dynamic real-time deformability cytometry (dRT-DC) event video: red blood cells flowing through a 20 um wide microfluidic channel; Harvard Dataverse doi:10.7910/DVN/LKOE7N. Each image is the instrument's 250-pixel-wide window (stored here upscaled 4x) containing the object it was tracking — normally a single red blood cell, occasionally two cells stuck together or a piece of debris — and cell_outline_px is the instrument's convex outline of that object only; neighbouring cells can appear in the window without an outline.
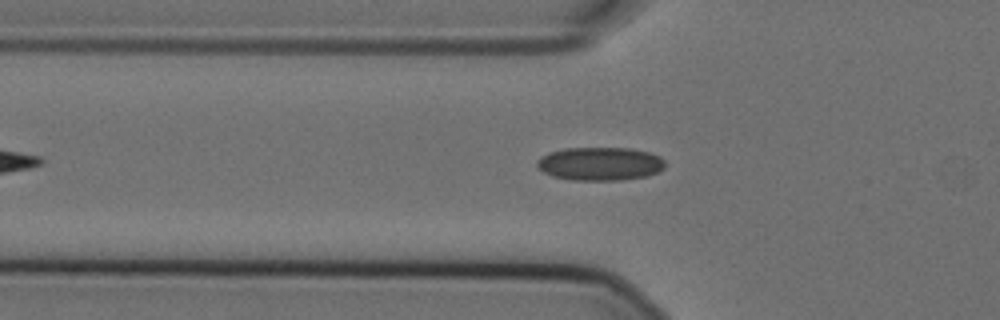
{"species": "Egyptian fruit bat (a non-hibernating species)", "species_latin": "Rousettus aegyptiacus", "temperature_condition": "cold", "stored_images_in_passage": 23, "camera_frame_rate_fps": 3000, "um_per_image_px": 0.085, "animal": {"sex": "female"}, "frame": {"image": 1, "passage_image": 7, "time_ms": 2.0, "image_size_px": [1000, 320], "cell_outline_px": [[664, 168], [648, 176], [620, 180], [572, 180], [552, 176], [544, 172], [536, 164], [536, 160], [540, 156], [548, 152], [564, 148], [628, 148], [648, 152], [660, 156], [664, 160]], "centroid_in_image_um": [50.98, 13.92], "position_along_channel_um": 74.8, "area_um2": 24.97}}
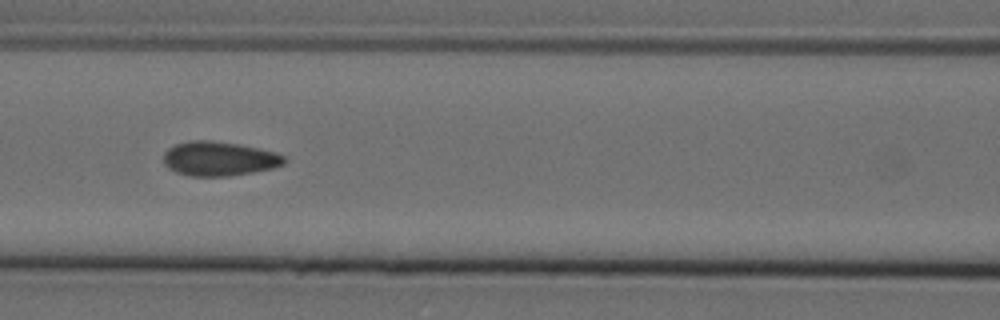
{"frame": {"image": 2, "passage_image": 13, "time_ms": 4.0, "image_size_px": [1000, 320], "cell_outline_px": [[288, 160], [284, 164], [272, 168], [252, 172], [228, 176], [192, 176], [176, 172], [168, 168], [164, 164], [164, 152], [168, 148], [176, 144], [188, 140], [212, 140], [240, 144], [260, 148], [276, 152], [284, 156]], "centroid_in_image_um": [18.63, 13.47], "position_along_channel_um": 148.0, "area_um2": 24.33}}
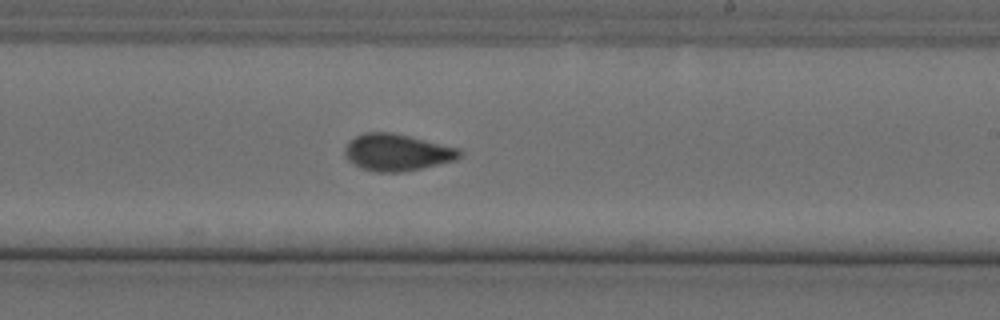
{"frame": {"image": 3, "passage_image": 22, "time_ms": 7.0, "image_size_px": [1000, 320], "cell_outline_px": [[464, 152], [456, 160], [420, 168], [400, 172], [376, 172], [360, 168], [348, 160], [344, 152], [344, 148], [356, 136], [364, 132], [392, 132], [460, 148]], "centroid_in_image_um": [33.76, 12.95], "position_along_channel_um": 255.2, "area_um2": 24.57}}